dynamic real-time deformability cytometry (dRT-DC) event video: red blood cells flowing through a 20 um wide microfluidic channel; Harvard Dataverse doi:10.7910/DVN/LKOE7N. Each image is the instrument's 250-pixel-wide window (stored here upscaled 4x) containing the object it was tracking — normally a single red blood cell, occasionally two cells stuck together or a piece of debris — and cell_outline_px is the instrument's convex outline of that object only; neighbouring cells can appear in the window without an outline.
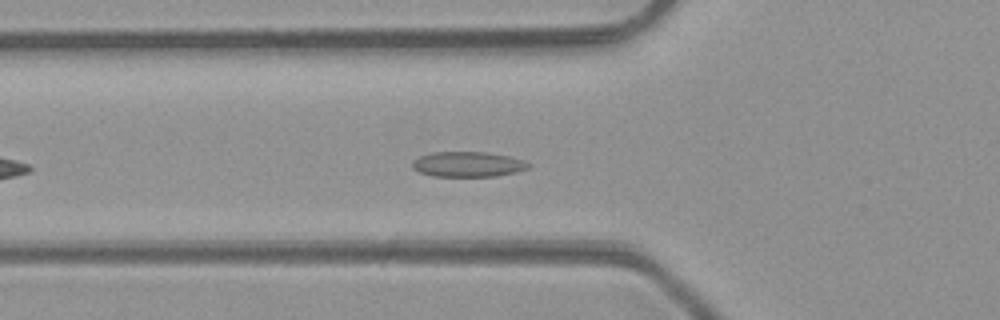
{"species": "common noctule bat (a hibernating species)", "species_latin": "Nyctalus noctula", "temperature_condition": "room temperature", "stored_images_in_passage": 34, "camera_frame_rate_fps": 3000, "um_per_image_px": 0.085, "animal": {"sex": "male", "body_mass_g": 23.1, "forearm_length_mm": 52.7}, "frame": {"image": 1, "passage_image": 8, "time_ms": 2.333, "image_size_px": [1000, 320], "cell_outline_px": [[532, 164], [528, 168], [516, 172], [496, 176], [432, 176], [420, 172], [412, 168], [412, 160], [420, 156], [432, 152], [488, 152], [508, 156], [524, 160]], "centroid_in_image_um": [39.77, 13.96], "position_along_channel_um": 86.0, "area_um2": 17.11}}
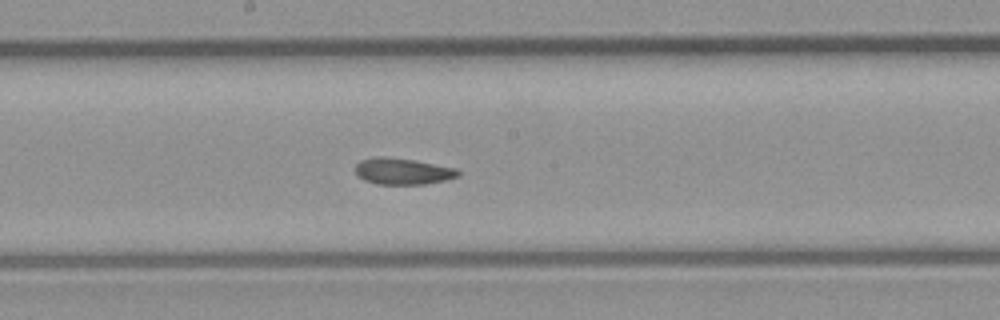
{"frame": {"image": 2, "passage_image": 17, "time_ms": 5.333, "image_size_px": [1000, 320], "cell_outline_px": [[460, 176], [444, 180], [424, 184], [376, 184], [364, 180], [356, 176], [356, 164], [360, 160], [376, 156], [384, 156], [416, 160], [456, 168], [460, 172]], "centroid_in_image_um": [34.21, 14.55], "position_along_channel_um": 214.0, "area_um2": 15.95}}
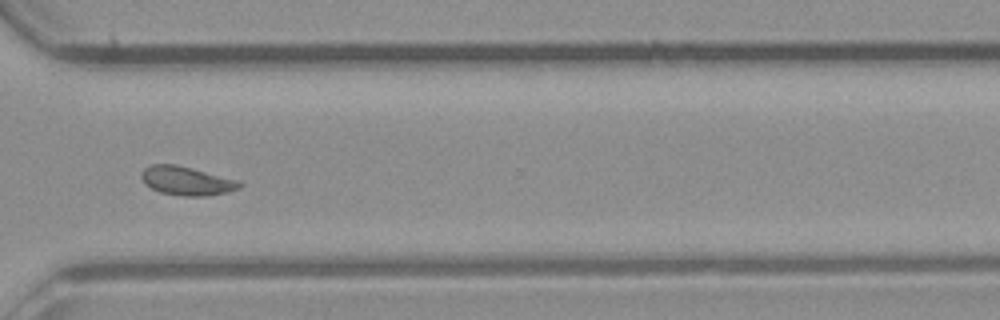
{"frame": {"image": 3, "passage_image": 27, "time_ms": 8.667, "image_size_px": [1000, 320], "cell_outline_px": [[244, 184], [240, 188], [228, 192], [208, 196], [184, 196], [160, 192], [144, 184], [140, 176], [140, 172], [144, 168], [152, 164], [176, 164], [240, 180]], "centroid_in_image_um": [15.88, 15.37], "position_along_channel_um": 354.7, "area_um2": 16.7}, "authors_computed_cell_mechanics": {"area_um2": 15.9817, "velocity_mm_per_s": 4.2378, "shape_relaxation_time_tau1_ms": null, "shape_relaxation_time_tau2_ms": 2.5309, "deformation_change_tau1": null, "deformation_change_tau2": 0.0633}}